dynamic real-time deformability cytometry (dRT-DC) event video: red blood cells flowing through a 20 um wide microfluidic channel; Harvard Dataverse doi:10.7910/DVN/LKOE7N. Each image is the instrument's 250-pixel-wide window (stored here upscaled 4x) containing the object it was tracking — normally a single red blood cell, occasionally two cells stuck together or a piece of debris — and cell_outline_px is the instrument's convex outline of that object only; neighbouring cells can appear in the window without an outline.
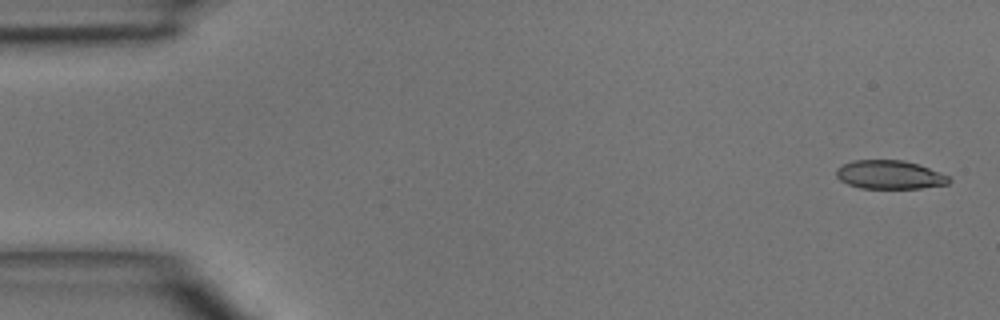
{"species": "common noctule bat (a hibernating species)", "species_latin": "Nyctalus noctula", "temperature_condition": "room temperature", "stored_images_in_passage": 4, "camera_frame_rate_fps": 3000, "um_per_image_px": 0.085, "animal": {"sex": "male", "body_mass_g": 15.6}, "frame": {"image": 1, "passage_image": 1, "time_ms": 0.0, "image_size_px": [1000, 320], "cell_outline_px": [[952, 180], [948, 184], [920, 188], [860, 188], [848, 184], [840, 180], [836, 176], [836, 168], [852, 160], [904, 160], [940, 172], [948, 176]], "centroid_in_image_um": [75.6, 14.85], "position_along_channel_um": 9.4, "area_um2": 18.73}}
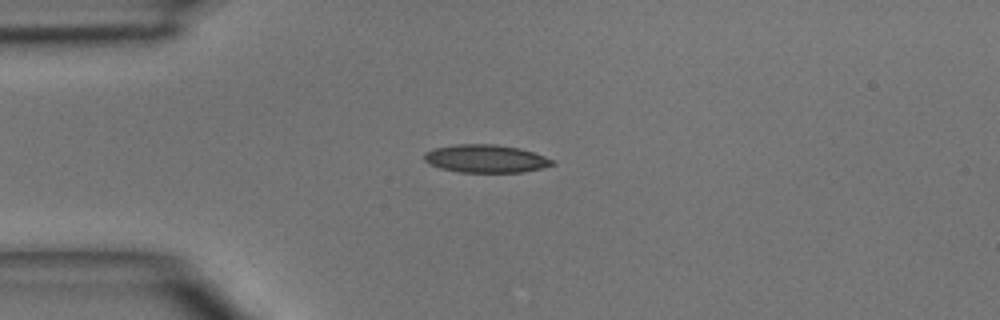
{"frame": {"image": 2, "passage_image": 4, "time_ms": 3.333, "image_size_px": [1000, 320], "cell_outline_px": [[556, 164], [544, 168], [524, 172], [460, 172], [440, 168], [428, 164], [424, 160], [424, 152], [432, 148], [456, 144], [496, 144], [520, 148], [544, 156], [552, 160]], "centroid_in_image_um": [41.27, 13.48], "position_along_channel_um": 43.7, "area_um2": 21.04}}